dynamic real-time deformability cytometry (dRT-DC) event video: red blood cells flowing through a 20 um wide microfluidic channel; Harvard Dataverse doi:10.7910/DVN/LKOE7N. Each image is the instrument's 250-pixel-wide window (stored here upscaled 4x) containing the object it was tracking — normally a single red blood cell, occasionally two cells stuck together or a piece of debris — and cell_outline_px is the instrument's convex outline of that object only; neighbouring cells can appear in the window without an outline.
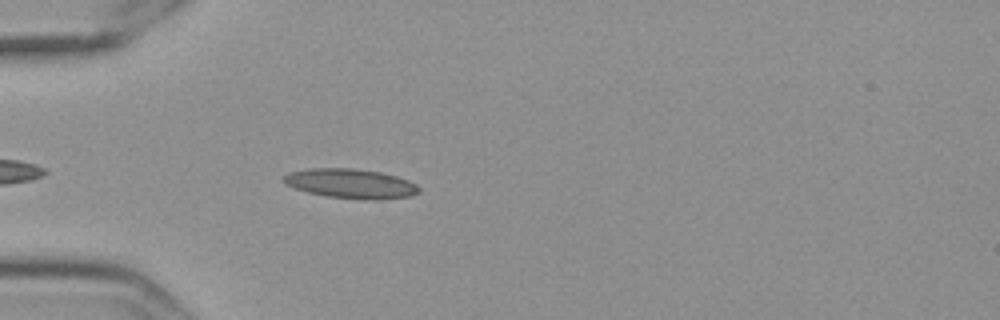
{"species": "Egyptian fruit bat (a non-hibernating species)", "species_latin": "Rousettus aegyptiacus", "temperature_condition": "cold", "stored_images_in_passage": 45, "camera_frame_rate_fps": 3000, "um_per_image_px": 0.085, "frame": {"image": 1, "passage_image": 5, "time_ms": 1.333, "image_size_px": [1000, 320], "cell_outline_px": [[420, 192], [408, 196], [380, 200], [364, 200], [328, 196], [308, 192], [284, 184], [280, 180], [288, 172], [308, 168], [352, 168], [380, 172], [396, 176], [408, 180], [416, 184], [420, 188]], "centroid_in_image_um": [29.79, 15.6], "position_along_channel_um": 55.2, "area_um2": 23.41}}
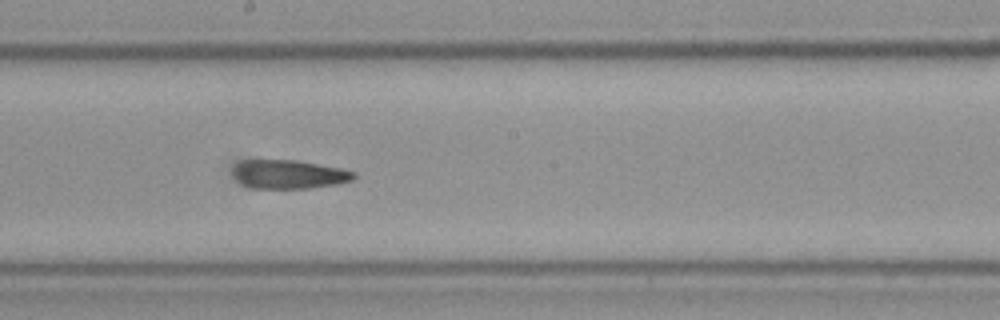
{"frame": {"image": 2, "passage_image": 20, "time_ms": 6.333, "image_size_px": [1000, 320], "cell_outline_px": [[356, 176], [352, 180], [336, 184], [308, 188], [256, 188], [244, 184], [236, 180], [232, 172], [236, 164], [244, 160], [296, 160], [340, 168], [356, 172]], "centroid_in_image_um": [24.56, 14.81], "position_along_channel_um": 223.6, "area_um2": 20.06}}
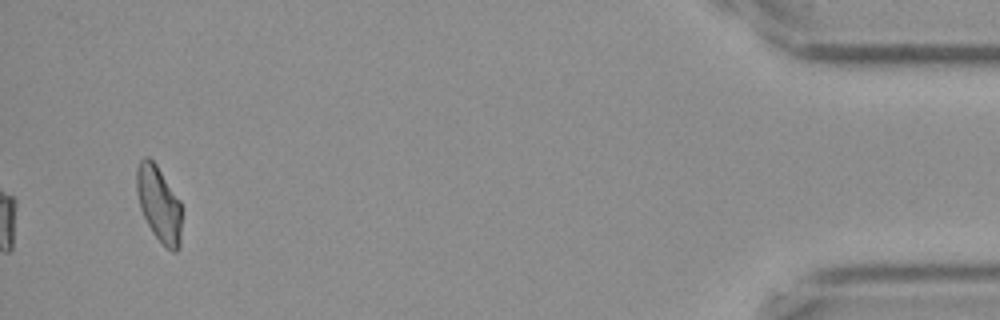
{"frame": {"image": 3, "passage_image": 43, "time_ms": 14.0, "image_size_px": [1000, 320], "cell_outline_px": [[180, 248], [176, 252], [172, 252], [152, 232], [140, 208], [136, 188], [136, 168], [140, 160], [144, 156], [148, 156], [156, 164], [180, 200]], "centroid_in_image_um": [13.49, 17.3], "position_along_channel_um": 421.7, "area_um2": 19.65}, "authors_computed_cell_mechanics": {"area_um2": 20.4034, "velocity_mm_per_s": 3.5468, "shape_relaxation_time_tau1_ms": null, "shape_relaxation_time_tau2_ms": 3.3973, "deformation_change_tau1": null, "deformation_change_tau2": 0.1132}}